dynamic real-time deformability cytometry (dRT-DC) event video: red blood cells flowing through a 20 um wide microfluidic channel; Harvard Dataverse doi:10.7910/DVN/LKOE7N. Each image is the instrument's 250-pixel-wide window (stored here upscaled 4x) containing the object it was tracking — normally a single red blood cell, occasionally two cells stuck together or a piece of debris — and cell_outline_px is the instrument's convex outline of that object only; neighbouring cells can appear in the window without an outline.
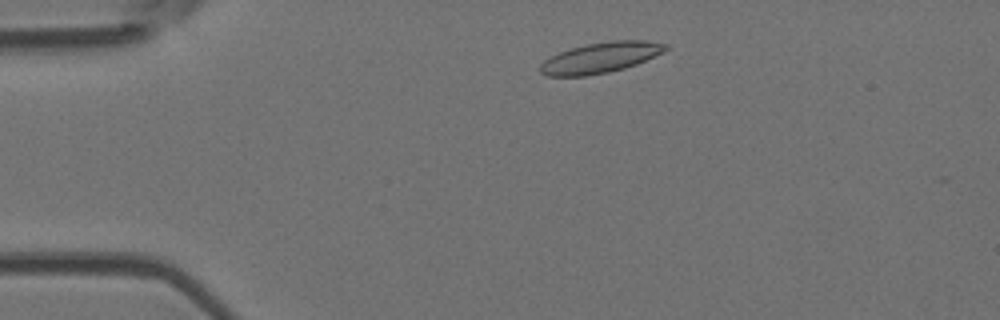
{"species": "Egyptian fruit bat (a non-hibernating species)", "species_latin": "Rousettus aegyptiacus", "temperature_condition": "room temperature", "stored_images_in_passage": 39, "camera_frame_rate_fps": 3000, "um_per_image_px": 0.085, "animal": {"sex": "female"}, "frame": {"image": 1, "passage_image": 3, "time_ms": 0.667, "image_size_px": [1000, 320], "cell_outline_px": [[668, 48], [664, 52], [636, 64], [624, 68], [608, 72], [584, 76], [548, 76], [540, 72], [540, 64], [544, 60], [560, 52], [572, 48], [588, 44], [612, 40], [648, 40], [668, 44]], "centroid_in_image_um": [51.07, 4.89], "position_along_channel_um": 33.9, "area_um2": 22.2}}
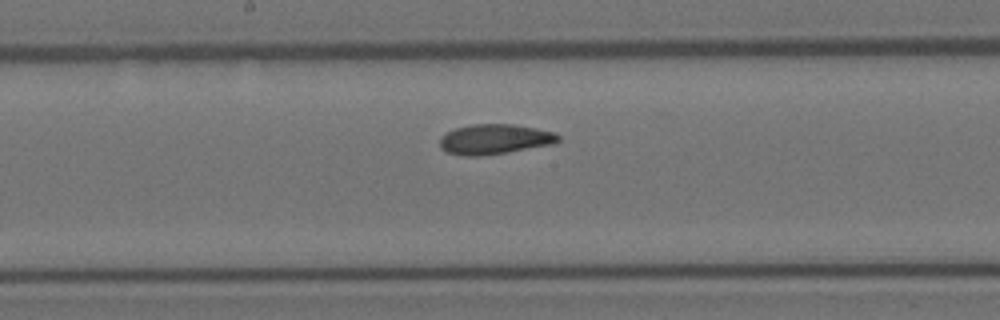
{"frame": {"image": 2, "passage_image": 20, "time_ms": 6.333, "image_size_px": [1000, 320], "cell_outline_px": [[560, 140], [552, 144], [480, 156], [464, 156], [448, 152], [440, 148], [440, 136], [456, 128], [472, 124], [516, 124], [556, 132], [560, 136]], "centroid_in_image_um": [42.05, 11.82], "position_along_channel_um": 206.2, "area_um2": 20.63}}
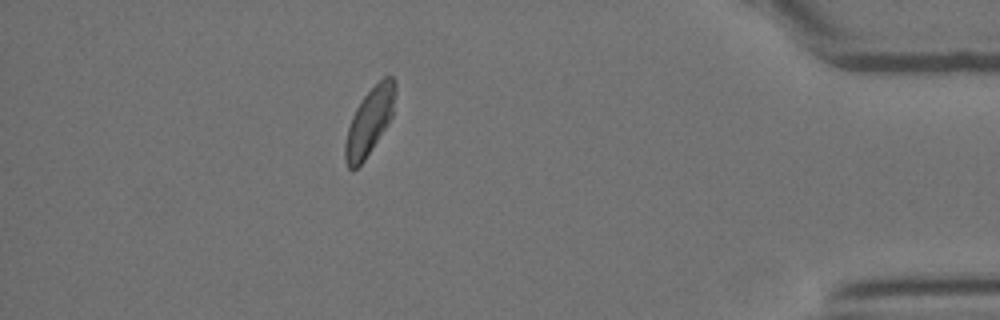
{"frame": {"image": 3, "passage_image": 39, "time_ms": 12.667, "image_size_px": [1000, 320], "cell_outline_px": [[396, 92], [392, 116], [388, 124], [364, 160], [352, 172], [348, 168], [344, 160], [344, 144], [348, 128], [352, 116], [356, 108], [364, 96], [384, 76], [392, 76], [396, 80]], "centroid_in_image_um": [31.4, 10.33], "position_along_channel_um": 403.8, "area_um2": 19.48}, "authors_computed_cell_mechanics": {"area_um2": 20.5768, "velocity_mm_per_s": 3.8336, "shape_relaxation_time_tau1_ms": 6.434, "shape_relaxation_time_tau2_ms": 2.5085, "deformation_change_tau1": 0.1453, "deformation_change_tau2": 0.0722}}